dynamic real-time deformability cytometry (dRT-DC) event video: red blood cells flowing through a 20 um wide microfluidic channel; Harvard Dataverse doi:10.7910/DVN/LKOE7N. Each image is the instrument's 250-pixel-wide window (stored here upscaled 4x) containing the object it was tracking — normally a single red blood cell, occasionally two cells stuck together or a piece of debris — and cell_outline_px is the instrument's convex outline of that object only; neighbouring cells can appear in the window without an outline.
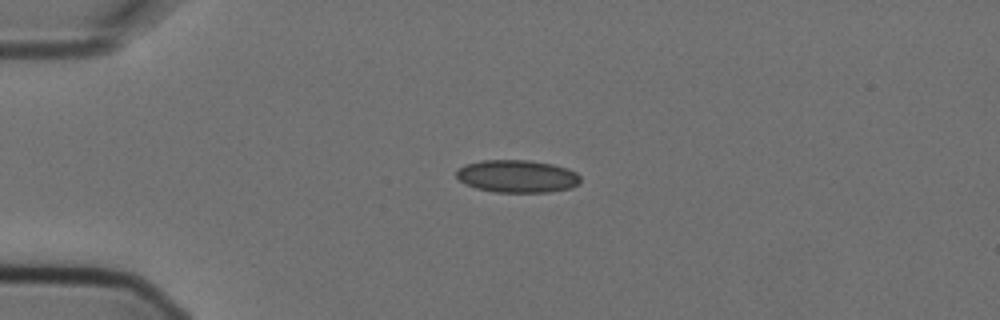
{"species": "Egyptian fruit bat (a non-hibernating species)", "species_latin": "Rousettus aegyptiacus", "temperature_condition": "cold", "stored_images_in_passage": 2, "camera_frame_rate_fps": 3000, "um_per_image_px": 0.085, "animal": {"sex": "female"}, "frame": {"image": 1, "passage_image": 2, "time_ms": 0.333, "image_size_px": [1000, 320], "cell_outline_px": [[580, 184], [572, 188], [548, 192], [496, 192], [476, 188], [464, 184], [456, 176], [456, 172], [464, 164], [480, 160], [528, 160], [552, 164], [568, 168], [576, 172], [580, 176]], "centroid_in_image_um": [43.97, 14.98], "position_along_channel_um": 41.0, "area_um2": 23.76}}